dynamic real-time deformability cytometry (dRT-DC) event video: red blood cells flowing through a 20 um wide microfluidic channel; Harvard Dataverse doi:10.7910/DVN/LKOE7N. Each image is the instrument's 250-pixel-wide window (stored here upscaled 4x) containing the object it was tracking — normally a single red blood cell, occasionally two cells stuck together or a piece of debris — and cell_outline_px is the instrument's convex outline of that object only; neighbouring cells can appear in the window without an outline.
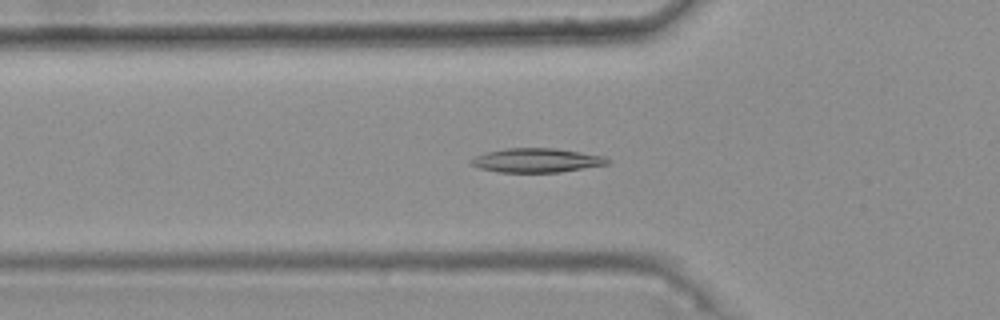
{"species": "common noctule bat (a hibernating species)", "species_latin": "Nyctalus noctula", "temperature_condition": "warm", "stored_images_in_passage": 47, "camera_frame_rate_fps": 3000, "um_per_image_px": 0.085, "animal": {"sex": "female", "body_mass_g": 25.1}, "frame": {"image": 1, "passage_image": 18, "time_ms": 5.667, "image_size_px": [1000, 320], "cell_outline_px": [[612, 160], [608, 164], [560, 172], [500, 172], [480, 168], [472, 164], [468, 160], [484, 152], [504, 148], [556, 148], [604, 156]], "centroid_in_image_um": [45.61, 13.62], "position_along_channel_um": 80.2, "area_um2": 19.19}}
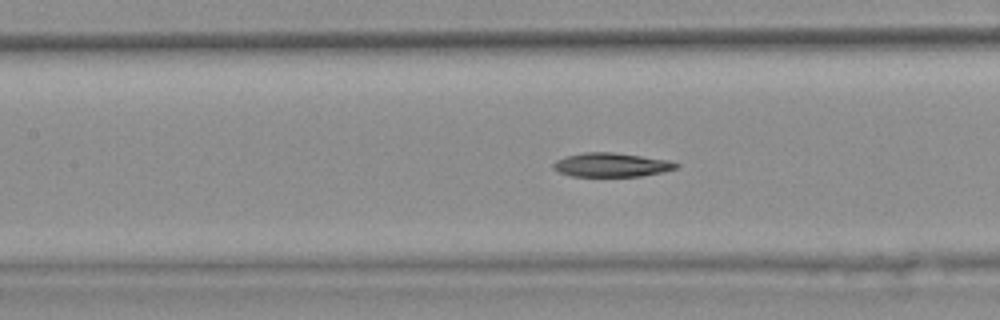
{"frame": {"image": 2, "passage_image": 24, "time_ms": 7.667, "image_size_px": [1000, 320], "cell_outline_px": [[680, 164], [676, 168], [660, 172], [640, 176], [572, 176], [560, 172], [552, 168], [552, 164], [556, 160], [564, 156], [584, 152], [612, 152], [668, 160]], "centroid_in_image_um": [51.91, 14.01], "position_along_channel_um": 155.5, "area_um2": 16.99}}
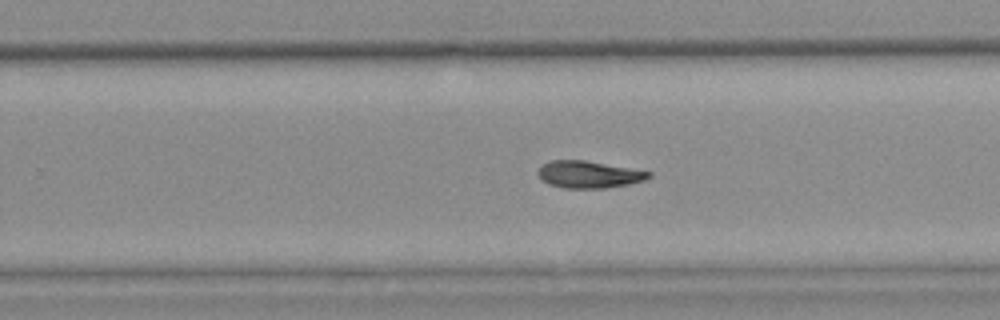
{"frame": {"image": 3, "passage_image": 34, "time_ms": 11.0, "image_size_px": [1000, 320], "cell_outline_px": [[652, 176], [644, 180], [628, 184], [604, 188], [564, 188], [548, 184], [540, 180], [536, 172], [544, 164], [552, 160], [584, 160], [652, 172]], "centroid_in_image_um": [50.02, 14.83], "position_along_channel_um": 279.8, "area_um2": 17.4}}